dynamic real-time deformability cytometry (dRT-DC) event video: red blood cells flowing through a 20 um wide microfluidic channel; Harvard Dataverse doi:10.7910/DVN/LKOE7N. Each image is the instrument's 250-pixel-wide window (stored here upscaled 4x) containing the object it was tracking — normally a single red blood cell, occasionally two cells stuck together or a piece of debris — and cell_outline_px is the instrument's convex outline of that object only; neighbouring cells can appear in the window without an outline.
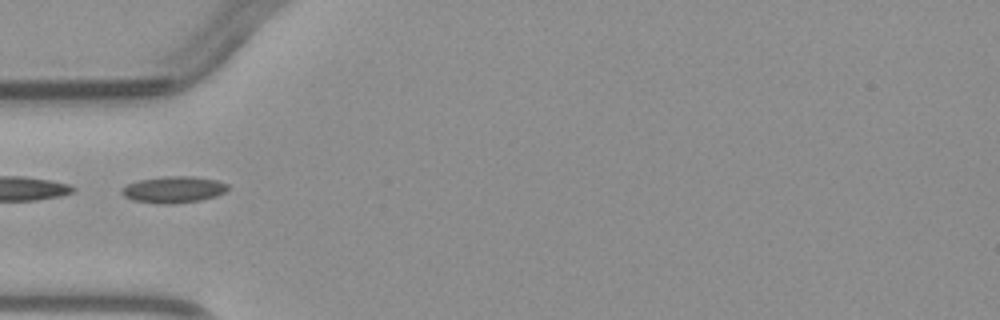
{"species": "common noctule bat (a hibernating species)", "species_latin": "Nyctalus noctula", "temperature_condition": "warm", "stored_images_in_passage": 1, "camera_frame_rate_fps": 3000, "um_per_image_px": 0.085, "animal": {"sex": "male", "body_mass_g": 23.1, "forearm_length_mm": 52.7}, "frame": {"image": 1, "passage_image": 1, "time_ms": 0.0, "image_size_px": [1000, 320], "cell_outline_px": [[232, 188], [216, 196], [200, 200], [168, 204], [160, 204], [132, 200], [124, 196], [120, 192], [120, 188], [128, 184], [140, 180], [168, 176], [192, 176], [216, 180], [228, 184]], "centroid_in_image_um": [14.76, 16.11], "position_along_channel_um": 70.2, "area_um2": 16.42}}